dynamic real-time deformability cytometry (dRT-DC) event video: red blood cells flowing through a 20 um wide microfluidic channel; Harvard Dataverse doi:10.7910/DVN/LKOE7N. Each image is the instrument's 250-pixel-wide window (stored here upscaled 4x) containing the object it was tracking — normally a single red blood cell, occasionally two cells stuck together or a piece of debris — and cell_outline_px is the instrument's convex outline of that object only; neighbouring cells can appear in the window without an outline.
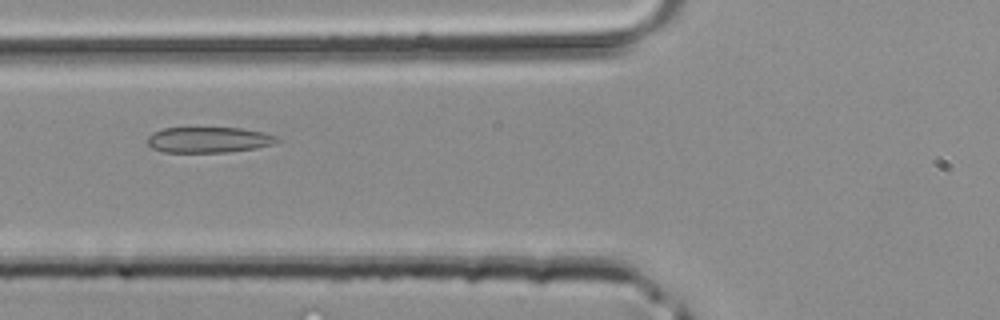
{"species": "common noctule bat (a hibernating species)", "species_latin": "Nyctalus noctula", "temperature_condition": "room temperature", "stored_images_in_passage": 29, "camera_frame_rate_fps": 3000, "um_per_image_px": 0.085, "animal": {"sex": "male", "body_mass_g": 20.4}, "frame": {"image": 1, "passage_image": 3, "time_ms": 0.667, "image_size_px": [1000, 320], "cell_outline_px": [[280, 140], [272, 144], [256, 148], [228, 152], [164, 152], [152, 148], [148, 144], [148, 136], [152, 132], [164, 128], [240, 128], [264, 132], [276, 136]], "centroid_in_image_um": [17.73, 11.88], "position_along_channel_um": 108.1, "area_um2": 19.36}}
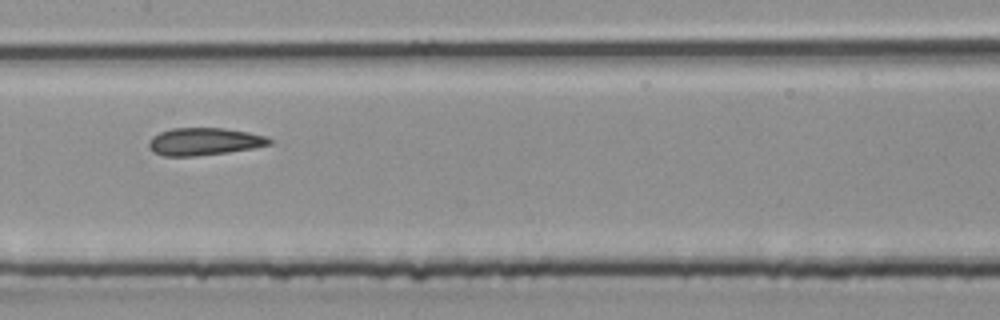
{"frame": {"image": 2, "passage_image": 8, "time_ms": 2.333, "image_size_px": [1000, 320], "cell_outline_px": [[272, 144], [252, 148], [228, 152], [192, 156], [164, 156], [152, 152], [148, 148], [148, 144], [152, 136], [160, 132], [172, 128], [224, 128], [248, 132], [268, 136], [272, 140]], "centroid_in_image_um": [17.35, 12.03], "position_along_channel_um": 190.1, "area_um2": 19.36}}
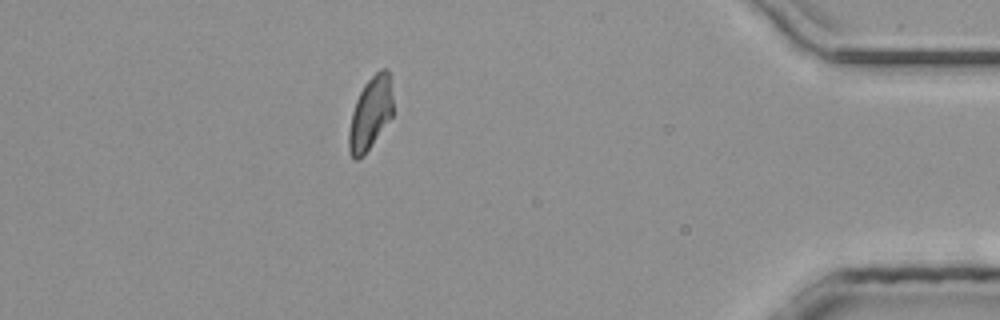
{"frame": {"image": 3, "passage_image": 24, "time_ms": 7.667, "image_size_px": [1000, 320], "cell_outline_px": [[392, 116], [364, 156], [356, 160], [352, 160], [348, 152], [348, 132], [352, 112], [356, 100], [364, 84], [380, 68], [388, 68], [392, 96]], "centroid_in_image_um": [31.46, 9.67], "position_along_channel_um": 403.7, "area_um2": 18.79}}